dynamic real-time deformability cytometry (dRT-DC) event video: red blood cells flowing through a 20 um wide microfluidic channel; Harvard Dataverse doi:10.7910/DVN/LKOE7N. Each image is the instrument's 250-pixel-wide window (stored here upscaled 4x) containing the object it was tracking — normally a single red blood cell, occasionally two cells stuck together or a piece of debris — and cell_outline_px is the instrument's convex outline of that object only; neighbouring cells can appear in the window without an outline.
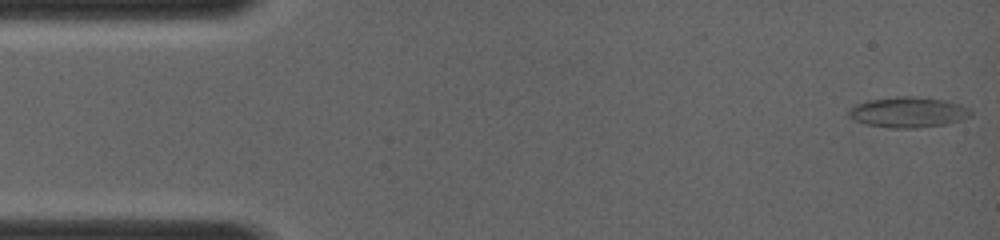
{"species": "common noctule bat (a hibernating species)", "species_latin": "Nyctalus noctula", "temperature_condition": "room temperature", "stored_images_in_passage": 52, "camera_frame_rate_fps": 4000, "um_per_image_px": 0.085, "animal": {"sex": "female", "body_mass_g": 19.0, "forearm_length_mm": 56.7}, "frame": {"image": 1, "passage_image": 1, "time_ms": 0.0, "image_size_px": [1000, 240], "cell_outline_px": [[972, 116], [960, 120], [944, 124], [916, 128], [888, 128], [864, 124], [848, 116], [848, 108], [856, 104], [868, 100], [904, 96], [908, 96], [944, 100], [960, 104], [972, 108]], "centroid_in_image_um": [77.19, 9.55], "position_along_channel_um": 7.8, "area_um2": 21.73}}
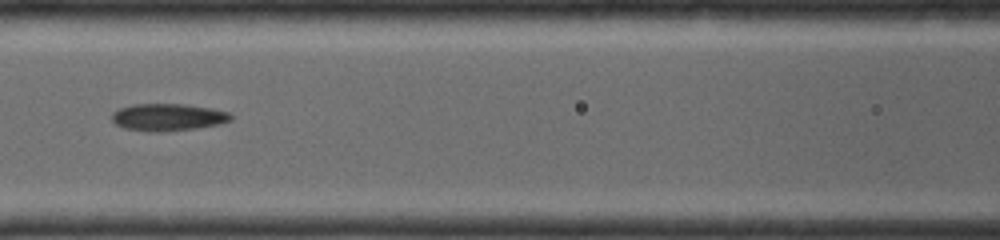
{"frame": {"image": 2, "passage_image": 23, "time_ms": 5.5, "image_size_px": [1000, 240], "cell_outline_px": [[232, 120], [220, 124], [196, 128], [160, 132], [148, 132], [124, 128], [116, 124], [112, 120], [112, 112], [120, 108], [132, 104], [184, 104], [212, 108], [232, 112]], "centroid_in_image_um": [14.3, 9.96], "position_along_channel_um": 152.3, "area_um2": 19.07}}
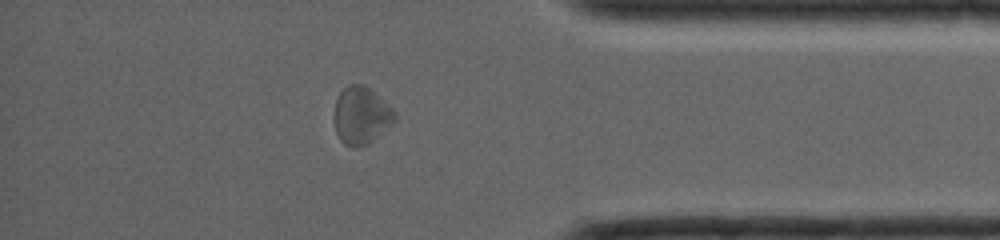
{"frame": {"image": 3, "passage_image": 45, "time_ms": 11.0, "image_size_px": [1000, 240], "cell_outline_px": [[396, 120], [392, 124], [368, 144], [356, 148], [352, 148], [344, 144], [340, 140], [336, 132], [332, 116], [336, 100], [340, 92], [348, 84], [364, 84], [380, 96], [396, 112]], "centroid_in_image_um": [30.68, 9.82], "position_along_channel_um": 404.5, "area_um2": 20.63}}